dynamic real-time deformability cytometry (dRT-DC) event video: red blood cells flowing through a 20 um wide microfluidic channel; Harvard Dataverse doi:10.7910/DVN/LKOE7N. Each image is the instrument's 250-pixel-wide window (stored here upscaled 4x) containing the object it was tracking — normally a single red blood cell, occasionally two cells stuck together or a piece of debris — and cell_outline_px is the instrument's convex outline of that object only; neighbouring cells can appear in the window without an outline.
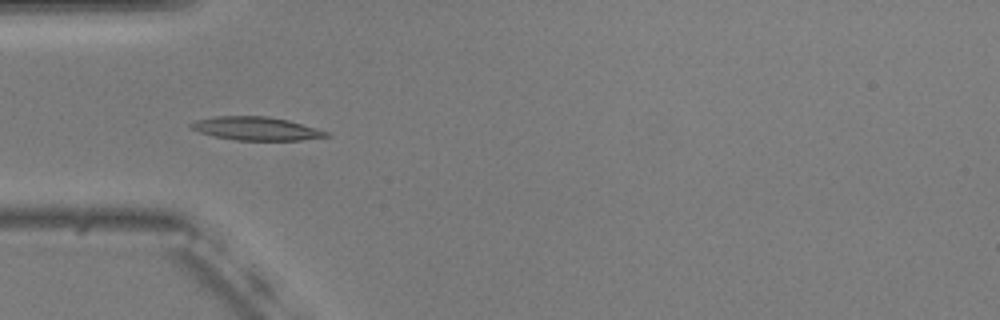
{"species": "common noctule bat (a hibernating species)", "species_latin": "Nyctalus noctula", "temperature_condition": "warm", "stored_images_in_passage": 55, "camera_frame_rate_fps": 3000, "um_per_image_px": 0.085, "animal": {"sex": "male", "body_mass_g": 20.5, "forearm_length_mm": 52.5}, "frame": {"image": 1, "passage_image": 17, "time_ms": 5.333, "image_size_px": [1000, 320], "cell_outline_px": [[332, 136], [300, 140], [236, 140], [216, 136], [200, 132], [192, 128], [188, 124], [196, 120], [216, 116], [268, 116], [288, 120], [316, 128], [328, 132]], "centroid_in_image_um": [21.8, 10.92], "position_along_channel_um": 63.2, "area_um2": 18.26}}
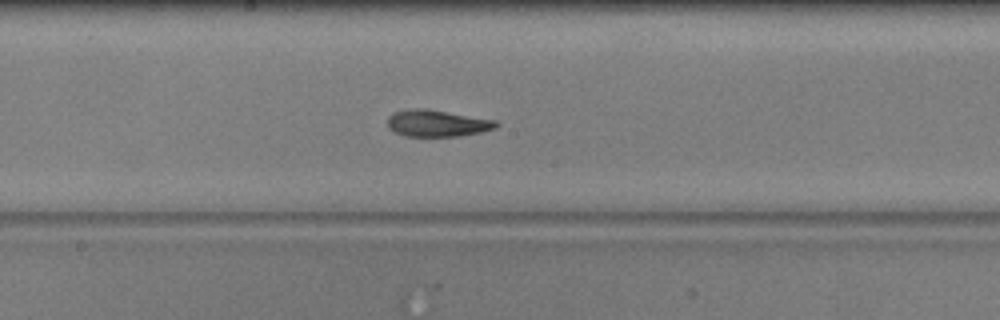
{"frame": {"image": 2, "passage_image": 29, "time_ms": 9.333, "image_size_px": [1000, 320], "cell_outline_px": [[500, 124], [496, 128], [480, 132], [460, 136], [404, 136], [388, 128], [388, 116], [392, 112], [408, 108], [424, 108], [496, 120]], "centroid_in_image_um": [37.14, 10.47], "position_along_channel_um": 211.1, "area_um2": 16.99}}
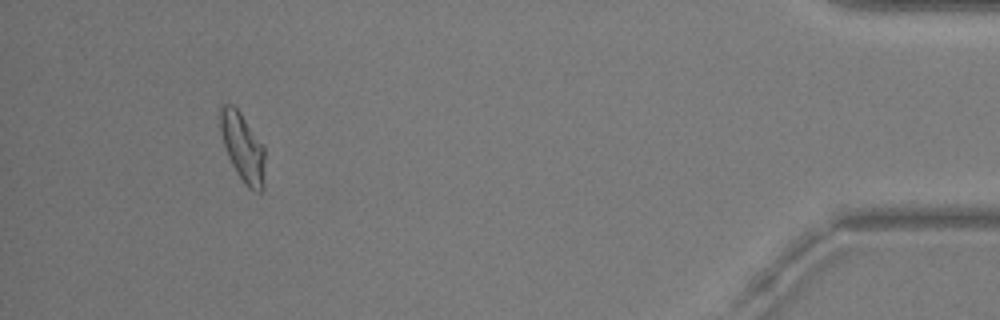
{"frame": {"image": 3, "passage_image": 51, "time_ms": 16.667, "image_size_px": [1000, 320], "cell_outline_px": [[264, 188], [260, 192], [256, 192], [248, 188], [244, 184], [236, 172], [228, 156], [224, 144], [220, 128], [220, 104], [232, 104], [240, 112], [264, 148]], "centroid_in_image_um": [20.63, 12.55], "position_along_channel_um": 414.6, "area_um2": 17.63}, "authors_computed_cell_mechanics": {"area_um2": 17.34, "velocity_mm_per_s": 3.6982, "shape_relaxation_time_tau1_ms": null, "shape_relaxation_time_tau2_ms": 2.886, "deformation_change_tau1": null, "deformation_change_tau2": 0.099}}